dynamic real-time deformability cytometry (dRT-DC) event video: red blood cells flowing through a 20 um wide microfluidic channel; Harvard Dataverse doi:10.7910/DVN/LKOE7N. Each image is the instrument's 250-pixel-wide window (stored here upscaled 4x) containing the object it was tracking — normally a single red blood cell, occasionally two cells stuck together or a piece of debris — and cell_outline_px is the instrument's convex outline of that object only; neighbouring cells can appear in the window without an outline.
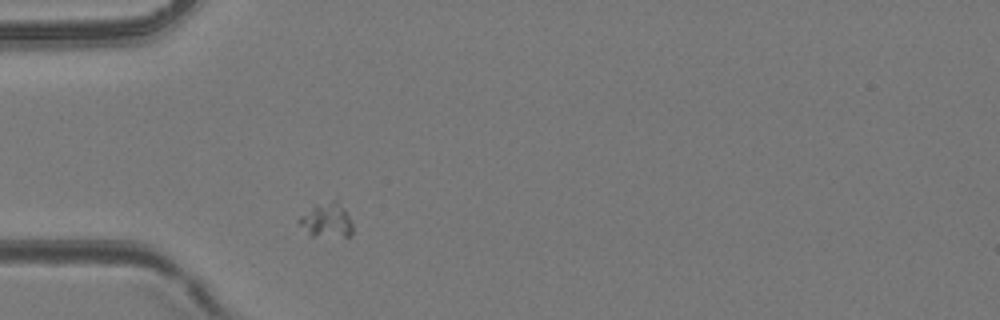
{"species": "common noctule bat (a hibernating species)", "species_latin": "Nyctalus noctula", "temperature_condition": "room temperature", "stored_images_in_passage": 1, "camera_frame_rate_fps": 3000, "um_per_image_px": 0.085, "animal": {"sex": "female", "body_mass_g": 24.6, "forearm_length_mm": 56.2}, "frame": {"image": 1, "passage_image": 1, "time_ms": 0.0, "image_size_px": [1000, 320], "cell_outline_px": [[352, 236], [312, 236], [296, 220], [300, 216], [316, 204], [336, 196], [348, 212], [352, 224]], "centroid_in_image_um": [27.81, 18.65], "position_along_channel_um": 57.2, "area_um2": 11.1}}